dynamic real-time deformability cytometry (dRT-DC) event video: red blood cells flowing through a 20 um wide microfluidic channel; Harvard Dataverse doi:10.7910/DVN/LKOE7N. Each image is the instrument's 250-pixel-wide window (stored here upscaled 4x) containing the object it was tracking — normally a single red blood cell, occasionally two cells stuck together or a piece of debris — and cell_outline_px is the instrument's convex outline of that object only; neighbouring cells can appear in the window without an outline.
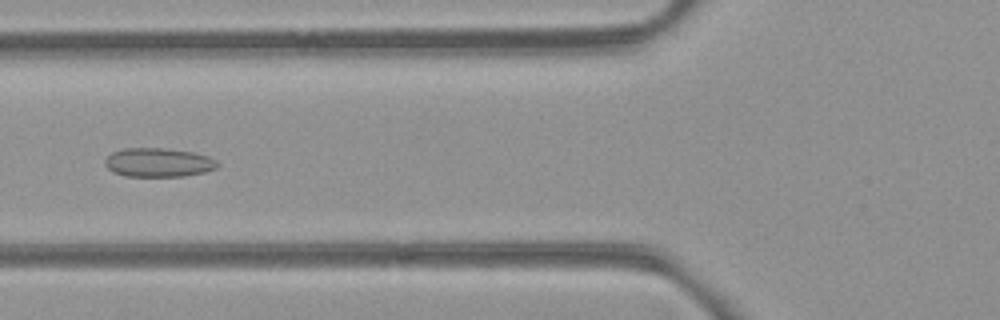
{"species": "common noctule bat (a hibernating species)", "species_latin": "Nyctalus noctula", "temperature_condition": "room temperature", "stored_images_in_passage": 44, "camera_frame_rate_fps": 3000, "um_per_image_px": 0.085, "animal": {"sex": "female", "body_mass_g": 21.9}, "frame": {"image": 1, "passage_image": 12, "time_ms": 3.667, "image_size_px": [1000, 320], "cell_outline_px": [[220, 164], [216, 168], [204, 172], [184, 176], [124, 176], [112, 172], [104, 164], [104, 160], [112, 152], [124, 148], [160, 148], [192, 152], [208, 156], [216, 160]], "centroid_in_image_um": [13.44, 13.81], "position_along_channel_um": 112.4, "area_um2": 18.96}}
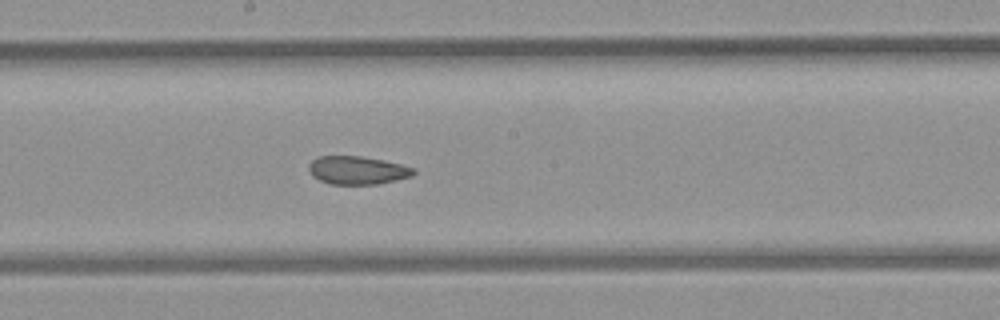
{"frame": {"image": 2, "passage_image": 20, "time_ms": 6.333, "image_size_px": [1000, 320], "cell_outline_px": [[416, 172], [412, 176], [380, 184], [328, 184], [312, 176], [308, 168], [308, 164], [312, 160], [320, 156], [360, 156], [384, 160], [416, 168]], "centroid_in_image_um": [30.39, 14.47], "position_along_channel_um": 217.8, "area_um2": 17.34}}
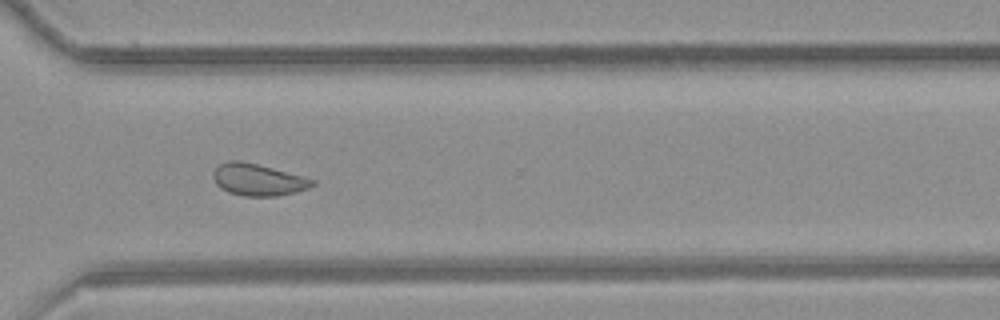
{"frame": {"image": 3, "passage_image": 30, "time_ms": 9.667, "image_size_px": [1000, 320], "cell_outline_px": [[316, 184], [308, 188], [296, 192], [276, 196], [244, 196], [228, 192], [220, 188], [216, 184], [212, 176], [212, 172], [220, 164], [232, 160], [240, 160], [272, 168], [316, 180]], "centroid_in_image_um": [21.91, 15.28], "position_along_channel_um": 348.7, "area_um2": 18.32}, "authors_computed_cell_mechanics": {"area_um2": 18.9584, "velocity_mm_per_s": 3.9416, "shape_relaxation_time_tau1_ms": null, "shape_relaxation_time_tau2_ms": 2.8497, "deformation_change_tau1": null, "deformation_change_tau2": 0.0864}}